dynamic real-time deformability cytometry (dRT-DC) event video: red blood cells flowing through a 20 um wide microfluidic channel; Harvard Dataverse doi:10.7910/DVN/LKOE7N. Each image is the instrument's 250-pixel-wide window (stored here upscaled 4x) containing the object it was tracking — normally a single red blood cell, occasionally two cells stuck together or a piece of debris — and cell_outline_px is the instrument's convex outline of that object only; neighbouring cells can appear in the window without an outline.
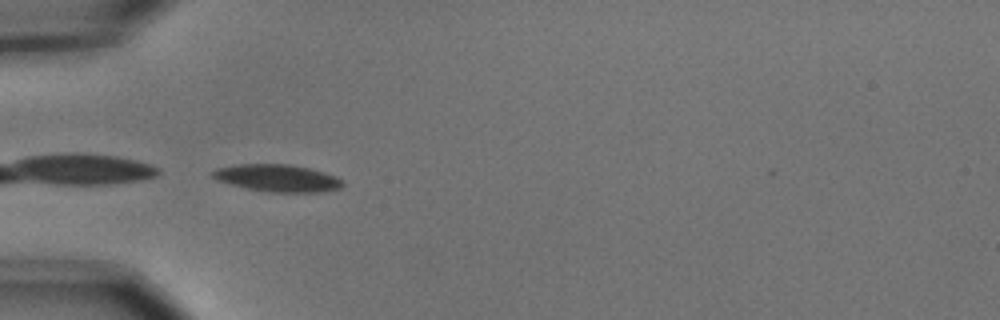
{"species": "common noctule bat (a hibernating species)", "species_latin": "Nyctalus noctula", "temperature_condition": "cold", "stored_images_in_passage": 10, "camera_frame_rate_fps": 3000, "um_per_image_px": 0.085, "animal": {"sex": "male", "body_mass_g": 15.6}, "frame": {"image": 1, "passage_image": 5, "time_ms": 1.333, "image_size_px": [1000, 320], "cell_outline_px": [[344, 184], [340, 188], [324, 192], [268, 192], [248, 188], [232, 184], [220, 180], [212, 176], [212, 172], [216, 168], [236, 164], [292, 164], [324, 172], [336, 176], [344, 180]], "centroid_in_image_um": [23.65, 15.13], "position_along_channel_um": 61.4, "area_um2": 20.58}}
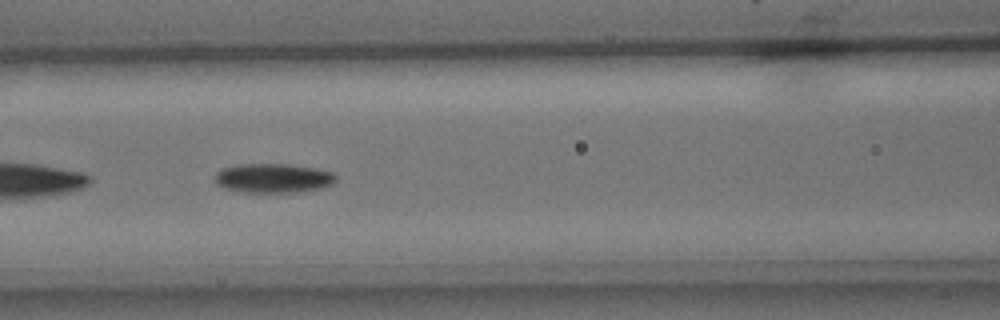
{"frame": {"image": 2, "passage_image": 7, "time_ms": 2.0, "image_size_px": [1000, 320], "cell_outline_px": [[336, 180], [332, 184], [320, 188], [300, 192], [244, 192], [224, 188], [216, 184], [216, 172], [220, 168], [236, 164], [288, 164], [316, 168], [332, 172], [336, 176]], "centroid_in_image_um": [23.2, 15.13], "position_along_channel_um": 143.4, "area_um2": 20.75}}
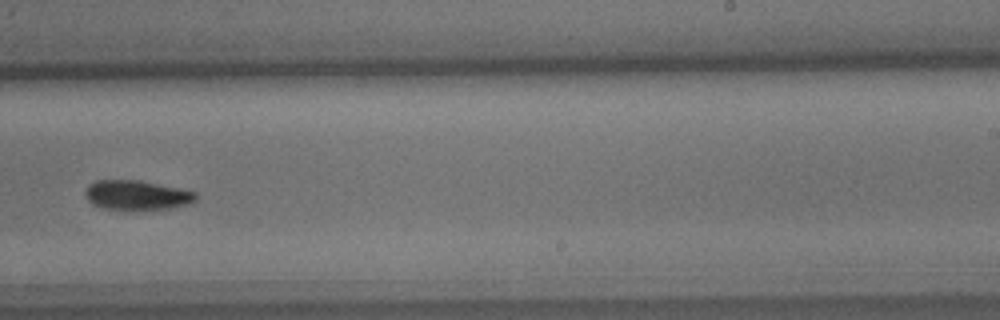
{"frame": {"image": 3, "passage_image": 10, "time_ms": 3.0, "image_size_px": [1000, 320], "cell_outline_px": [[196, 200], [188, 204], [168, 208], [128, 212], [104, 208], [92, 204], [88, 200], [84, 192], [88, 184], [96, 180], [140, 180], [180, 188], [196, 192]], "centroid_in_image_um": [11.6, 16.61], "position_along_channel_um": 277.4, "area_um2": 19.59}}